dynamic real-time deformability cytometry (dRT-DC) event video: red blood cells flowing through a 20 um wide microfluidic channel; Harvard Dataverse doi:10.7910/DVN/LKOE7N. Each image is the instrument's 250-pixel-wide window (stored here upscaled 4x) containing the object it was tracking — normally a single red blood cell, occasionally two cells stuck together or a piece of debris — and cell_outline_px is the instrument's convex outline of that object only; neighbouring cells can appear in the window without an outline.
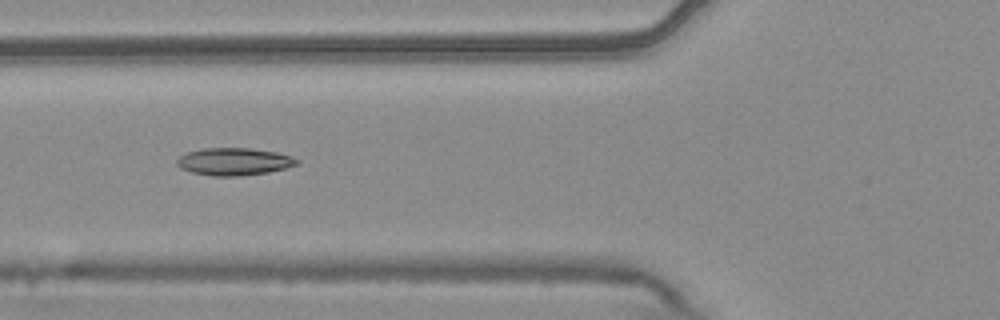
{"species": "common noctule bat (a hibernating species)", "species_latin": "Nyctalus noctula", "temperature_condition": "warm", "stored_images_in_passage": 6, "camera_frame_rate_fps": 3000, "um_per_image_px": 0.085, "animal": {"sex": "male", "body_mass_g": 20.4}, "frame": {"image": 1, "passage_image": 6, "time_ms": 1.667, "image_size_px": [1000, 320], "cell_outline_px": [[300, 160], [296, 164], [284, 168], [268, 172], [240, 176], [212, 176], [192, 172], [180, 168], [176, 164], [176, 160], [180, 156], [188, 152], [204, 148], [248, 148], [276, 152], [292, 156]], "centroid_in_image_um": [19.87, 13.73], "position_along_channel_um": 105.9, "area_um2": 19.07}}